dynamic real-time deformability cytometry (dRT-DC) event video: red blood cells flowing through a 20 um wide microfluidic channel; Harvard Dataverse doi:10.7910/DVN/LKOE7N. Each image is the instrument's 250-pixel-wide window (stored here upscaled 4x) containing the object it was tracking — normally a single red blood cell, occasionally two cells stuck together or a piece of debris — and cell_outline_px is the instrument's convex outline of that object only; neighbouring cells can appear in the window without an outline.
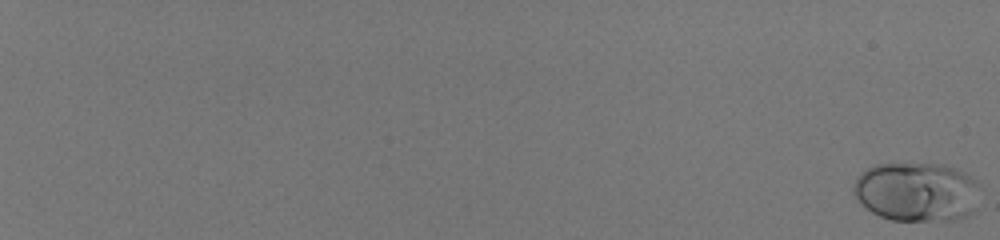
{"species": "human", "species_latin": "Homo sapiens", "temperature_condition": "room temperature", "stored_images_in_passage": 59, "camera_frame_rate_fps": 3000, "um_per_image_px": 0.085, "donor": {"sex": "male"}, "frame": {"image": 1, "passage_image": 1, "time_ms": 0.0, "image_size_px": [1000, 240], "cell_outline_px": [[980, 184], [972, 212], [968, 216], [956, 220], [892, 220], [880, 216], [872, 212], [860, 204], [852, 192], [852, 188], [860, 172], [876, 164], [944, 164], [956, 168], [964, 172], [976, 180]], "centroid_in_image_um": [77.9, 16.3], "position_along_channel_um": 7.1, "area_um2": 43.87}}
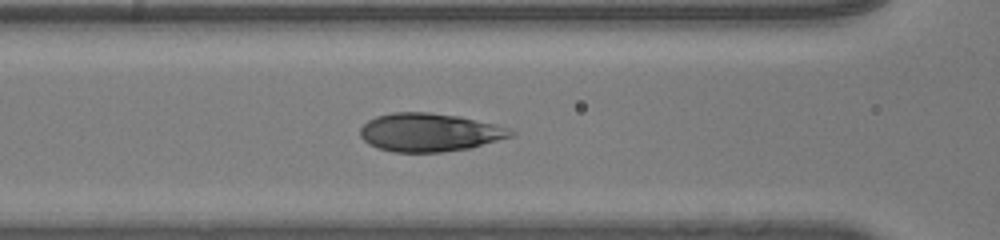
{"frame": {"image": 2, "passage_image": 33, "time_ms": 10.667, "image_size_px": [1000, 240], "cell_outline_px": [[516, 132], [512, 136], [468, 148], [444, 152], [392, 152], [376, 148], [368, 144], [360, 136], [360, 128], [368, 120], [376, 116], [392, 112], [428, 112], [456, 116], [496, 124], [512, 128]], "centroid_in_image_um": [36.48, 11.25], "position_along_channel_um": 130.1, "area_um2": 33.64}}
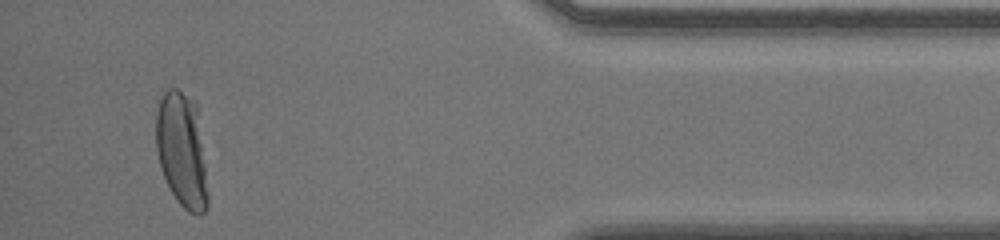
{"frame": {"image": 3, "passage_image": 57, "time_ms": 18.667, "image_size_px": [1000, 240], "cell_outline_px": [[208, 208], [200, 216], [188, 212], [176, 200], [160, 168], [156, 152], [156, 112], [164, 88], [176, 88], [196, 100], [208, 196]], "centroid_in_image_um": [15.44, 12.74], "position_along_channel_um": 419.8, "area_um2": 34.74}, "authors_computed_cell_mechanics": {"area_um2": 35.836, "velocity_mm_per_s": 4.0347, "shape_relaxation_time_tau1_ms": 5.8896, "shape_relaxation_time_tau2_ms": null, "deformation_change_tau1": 0.2382, "deformation_change_tau2": null}}